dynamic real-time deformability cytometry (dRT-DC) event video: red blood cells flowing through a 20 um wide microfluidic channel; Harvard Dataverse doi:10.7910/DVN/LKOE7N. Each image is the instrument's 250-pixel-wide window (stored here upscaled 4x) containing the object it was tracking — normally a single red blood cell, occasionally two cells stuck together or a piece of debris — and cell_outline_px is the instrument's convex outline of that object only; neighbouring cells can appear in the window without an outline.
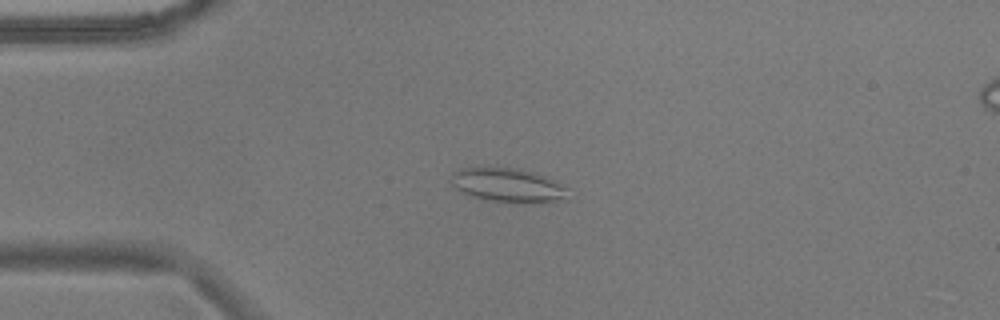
{"species": "common noctule bat (a hibernating species)", "species_latin": "Nyctalus noctula", "temperature_condition": "warm", "stored_images_in_passage": 53, "camera_frame_rate_fps": 3000, "um_per_image_px": 0.085, "animal": {"sex": "male", "body_mass_g": 17.9}, "frame": {"image": 1, "passage_image": 12, "time_ms": 3.667, "image_size_px": [1000, 320], "cell_outline_px": [[568, 200], [524, 204], [516, 204], [492, 200], [472, 196], [456, 188], [452, 184], [452, 172], [460, 168], [520, 168], [556, 180], [568, 188]], "centroid_in_image_um": [43.26, 15.76], "position_along_channel_um": 41.7, "area_um2": 23.35}}
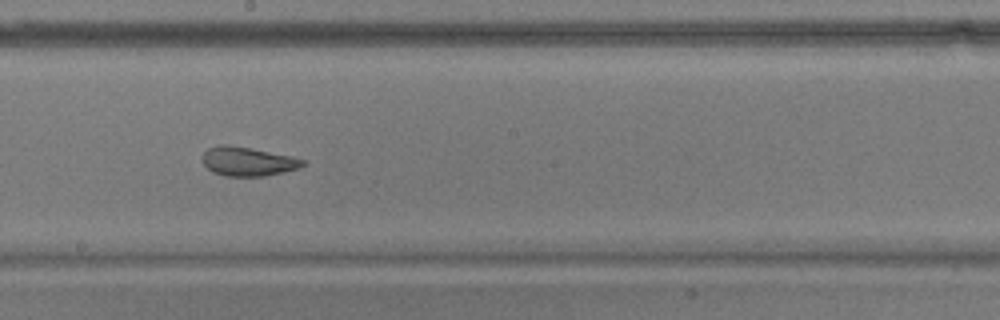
{"frame": {"image": 2, "passage_image": 29, "time_ms": 9.333, "image_size_px": [1000, 320], "cell_outline_px": [[304, 164], [300, 168], [284, 172], [264, 176], [224, 176], [212, 172], [204, 164], [200, 156], [208, 148], [220, 144], [228, 144], [292, 156], [304, 160]], "centroid_in_image_um": [21.03, 13.72], "position_along_channel_um": 227.2, "area_um2": 17.05}}
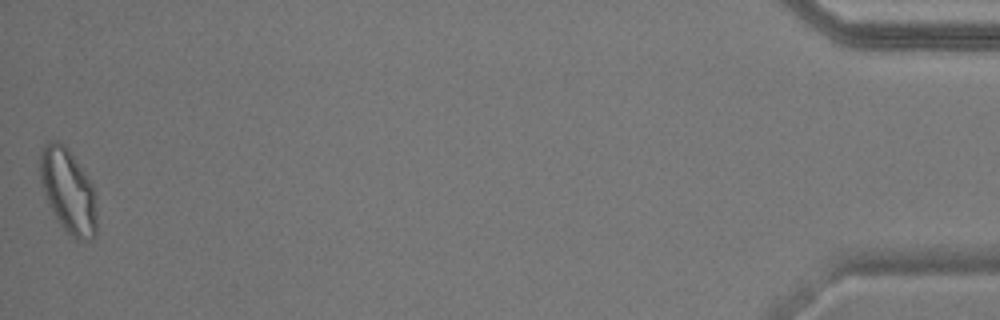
{"frame": {"image": 3, "passage_image": 53, "time_ms": 17.333, "image_size_px": [1000, 320], "cell_outline_px": [[96, 236], [92, 240], [76, 240], [60, 224], [48, 204], [40, 180], [40, 156], [44, 144], [48, 140], [60, 140], [68, 148], [92, 184], [96, 196]], "centroid_in_image_um": [5.8, 16.22], "position_along_channel_um": 429.4, "area_um2": 27.92}, "authors_computed_cell_mechanics": {"area_um2": 21.8484, "velocity_mm_per_s": 3.6952, "shape_relaxation_time_tau1_ms": null, "shape_relaxation_time_tau2_ms": 1.9235, "deformation_change_tau1": null, "deformation_change_tau2": 0.0851}}